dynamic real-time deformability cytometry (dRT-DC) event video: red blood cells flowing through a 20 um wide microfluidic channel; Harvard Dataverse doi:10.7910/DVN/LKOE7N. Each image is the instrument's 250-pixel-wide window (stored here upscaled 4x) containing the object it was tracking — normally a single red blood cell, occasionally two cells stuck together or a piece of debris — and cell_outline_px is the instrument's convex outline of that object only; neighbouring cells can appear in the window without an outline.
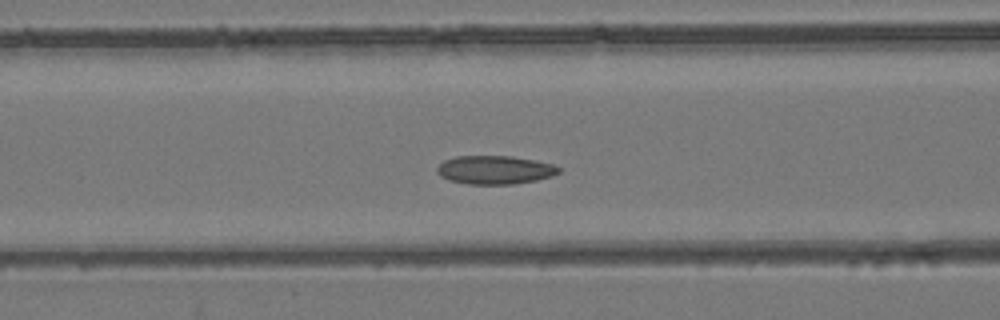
{"species": "common noctule bat (a hibernating species)", "species_latin": "Nyctalus noctula", "temperature_condition": "room temperature", "stored_images_in_passage": 52, "camera_frame_rate_fps": 3000, "um_per_image_px": 0.085, "animal": {"sex": "female", "body_mass_g": 24.6, "forearm_length_mm": 56.2}, "frame": {"image": 1, "passage_image": 20, "time_ms": 6.333, "image_size_px": [1000, 320], "cell_outline_px": [[560, 172], [552, 176], [536, 180], [512, 184], [468, 184], [448, 180], [440, 176], [436, 172], [436, 168], [444, 160], [456, 156], [512, 156], [536, 160], [552, 164], [560, 168]], "centroid_in_image_um": [42.04, 14.44], "position_along_channel_um": 124.6, "area_um2": 20.29}}
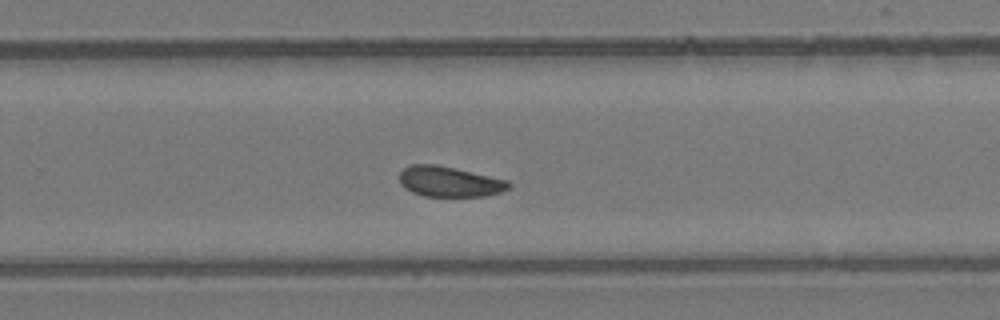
{"frame": {"image": 2, "passage_image": 33, "time_ms": 10.667, "image_size_px": [1000, 320], "cell_outline_px": [[512, 184], [508, 188], [500, 192], [488, 196], [424, 196], [412, 192], [404, 188], [400, 184], [400, 172], [404, 168], [412, 164], [436, 164], [456, 168], [508, 180]], "centroid_in_image_um": [38.2, 15.43], "position_along_channel_um": 291.6, "area_um2": 19.42}}
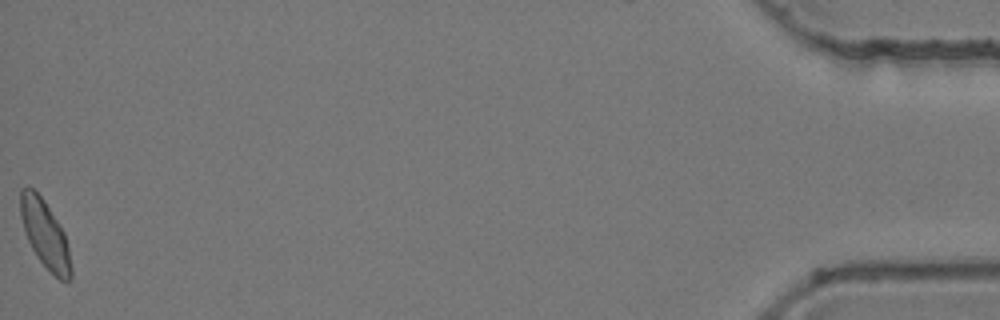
{"frame": {"image": 3, "passage_image": 52, "time_ms": 17.0, "image_size_px": [1000, 320], "cell_outline_px": [[72, 280], [68, 284], [60, 280], [36, 256], [28, 240], [20, 216], [20, 188], [32, 188], [44, 200], [60, 224], [64, 232], [68, 248], [72, 268]], "centroid_in_image_um": [3.85, 19.93], "position_along_channel_um": 431.3, "area_um2": 19.83}, "authors_computed_cell_mechanics": {"area_um2": 20.1144, "velocity_mm_per_s": 3.8637, "shape_relaxation_time_tau1_ms": null, "shape_relaxation_time_tau2_ms": 3.2246, "deformation_change_tau1": null, "deformation_change_tau2": 0.0426}}